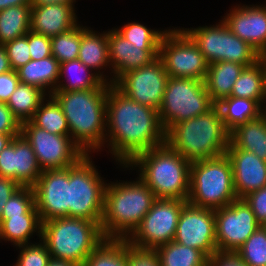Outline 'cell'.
<instances>
[{
  "label": "cell",
  "instance_id": "6da1fadb",
  "mask_svg": "<svg viewBox=\"0 0 266 266\" xmlns=\"http://www.w3.org/2000/svg\"><path fill=\"white\" fill-rule=\"evenodd\" d=\"M165 139L158 110L133 101L109 84L104 148L116 164L127 165L138 154L164 144Z\"/></svg>",
  "mask_w": 266,
  "mask_h": 266
},
{
  "label": "cell",
  "instance_id": "7a4b0ae2",
  "mask_svg": "<svg viewBox=\"0 0 266 266\" xmlns=\"http://www.w3.org/2000/svg\"><path fill=\"white\" fill-rule=\"evenodd\" d=\"M108 90L109 88H96L52 93L66 117L71 139L85 154L103 151Z\"/></svg>",
  "mask_w": 266,
  "mask_h": 266
},
{
  "label": "cell",
  "instance_id": "3957f363",
  "mask_svg": "<svg viewBox=\"0 0 266 266\" xmlns=\"http://www.w3.org/2000/svg\"><path fill=\"white\" fill-rule=\"evenodd\" d=\"M190 166L180 153L166 143L138 154L121 169L136 170L156 199L187 201L190 191ZM127 168V169H126Z\"/></svg>",
  "mask_w": 266,
  "mask_h": 266
},
{
  "label": "cell",
  "instance_id": "277c9868",
  "mask_svg": "<svg viewBox=\"0 0 266 266\" xmlns=\"http://www.w3.org/2000/svg\"><path fill=\"white\" fill-rule=\"evenodd\" d=\"M119 181H108L105 187L101 220L104 238L127 239L156 200L139 176L135 180Z\"/></svg>",
  "mask_w": 266,
  "mask_h": 266
},
{
  "label": "cell",
  "instance_id": "5b68a950",
  "mask_svg": "<svg viewBox=\"0 0 266 266\" xmlns=\"http://www.w3.org/2000/svg\"><path fill=\"white\" fill-rule=\"evenodd\" d=\"M165 143L190 162L225 154L229 132L220 109L214 105L206 113L174 124L166 131Z\"/></svg>",
  "mask_w": 266,
  "mask_h": 266
},
{
  "label": "cell",
  "instance_id": "8992f818",
  "mask_svg": "<svg viewBox=\"0 0 266 266\" xmlns=\"http://www.w3.org/2000/svg\"><path fill=\"white\" fill-rule=\"evenodd\" d=\"M41 240L52 258L82 266L104 240L101 223L83 218L58 217L42 222Z\"/></svg>",
  "mask_w": 266,
  "mask_h": 266
},
{
  "label": "cell",
  "instance_id": "52a82bcc",
  "mask_svg": "<svg viewBox=\"0 0 266 266\" xmlns=\"http://www.w3.org/2000/svg\"><path fill=\"white\" fill-rule=\"evenodd\" d=\"M237 199L232 165L226 153L191 162L189 204L216 210Z\"/></svg>",
  "mask_w": 266,
  "mask_h": 266
},
{
  "label": "cell",
  "instance_id": "ba28073f",
  "mask_svg": "<svg viewBox=\"0 0 266 266\" xmlns=\"http://www.w3.org/2000/svg\"><path fill=\"white\" fill-rule=\"evenodd\" d=\"M96 167L91 154L69 167V218L101 223L107 182Z\"/></svg>",
  "mask_w": 266,
  "mask_h": 266
},
{
  "label": "cell",
  "instance_id": "9c48e42d",
  "mask_svg": "<svg viewBox=\"0 0 266 266\" xmlns=\"http://www.w3.org/2000/svg\"><path fill=\"white\" fill-rule=\"evenodd\" d=\"M181 29L197 45L208 64L231 61L248 67L261 58L258 51L233 34L222 19L213 25Z\"/></svg>",
  "mask_w": 266,
  "mask_h": 266
},
{
  "label": "cell",
  "instance_id": "30bf717a",
  "mask_svg": "<svg viewBox=\"0 0 266 266\" xmlns=\"http://www.w3.org/2000/svg\"><path fill=\"white\" fill-rule=\"evenodd\" d=\"M214 105L204 81L168 77L162 105L158 111L161 123L167 131L174 124L206 113Z\"/></svg>",
  "mask_w": 266,
  "mask_h": 266
},
{
  "label": "cell",
  "instance_id": "8fae6325",
  "mask_svg": "<svg viewBox=\"0 0 266 266\" xmlns=\"http://www.w3.org/2000/svg\"><path fill=\"white\" fill-rule=\"evenodd\" d=\"M158 57L168 77L205 80L209 64L197 45L180 27H169L162 37Z\"/></svg>",
  "mask_w": 266,
  "mask_h": 266
},
{
  "label": "cell",
  "instance_id": "7c38bea8",
  "mask_svg": "<svg viewBox=\"0 0 266 266\" xmlns=\"http://www.w3.org/2000/svg\"><path fill=\"white\" fill-rule=\"evenodd\" d=\"M187 203L177 199H156L138 227L126 240L135 248L150 250L172 242L180 213Z\"/></svg>",
  "mask_w": 266,
  "mask_h": 266
},
{
  "label": "cell",
  "instance_id": "4fadbf2b",
  "mask_svg": "<svg viewBox=\"0 0 266 266\" xmlns=\"http://www.w3.org/2000/svg\"><path fill=\"white\" fill-rule=\"evenodd\" d=\"M21 134L30 143L42 171L70 167L86 155L70 135L47 132L31 121L21 123Z\"/></svg>",
  "mask_w": 266,
  "mask_h": 266
},
{
  "label": "cell",
  "instance_id": "5bb4252c",
  "mask_svg": "<svg viewBox=\"0 0 266 266\" xmlns=\"http://www.w3.org/2000/svg\"><path fill=\"white\" fill-rule=\"evenodd\" d=\"M218 252L235 253L261 226L244 199L214 210Z\"/></svg>",
  "mask_w": 266,
  "mask_h": 266
},
{
  "label": "cell",
  "instance_id": "9a60e30c",
  "mask_svg": "<svg viewBox=\"0 0 266 266\" xmlns=\"http://www.w3.org/2000/svg\"><path fill=\"white\" fill-rule=\"evenodd\" d=\"M167 80L164 64L157 57L149 65L119 76L113 85L133 101L159 110Z\"/></svg>",
  "mask_w": 266,
  "mask_h": 266
},
{
  "label": "cell",
  "instance_id": "2e32d148",
  "mask_svg": "<svg viewBox=\"0 0 266 266\" xmlns=\"http://www.w3.org/2000/svg\"><path fill=\"white\" fill-rule=\"evenodd\" d=\"M173 241L199 249L211 257L218 251L214 210L187 203L180 213Z\"/></svg>",
  "mask_w": 266,
  "mask_h": 266
},
{
  "label": "cell",
  "instance_id": "e0dca14e",
  "mask_svg": "<svg viewBox=\"0 0 266 266\" xmlns=\"http://www.w3.org/2000/svg\"><path fill=\"white\" fill-rule=\"evenodd\" d=\"M32 188L42 222L69 217V167L43 170Z\"/></svg>",
  "mask_w": 266,
  "mask_h": 266
},
{
  "label": "cell",
  "instance_id": "ac0fdd59",
  "mask_svg": "<svg viewBox=\"0 0 266 266\" xmlns=\"http://www.w3.org/2000/svg\"><path fill=\"white\" fill-rule=\"evenodd\" d=\"M160 45H135L120 35L114 27L108 30L110 84L128 71L149 65L159 55Z\"/></svg>",
  "mask_w": 266,
  "mask_h": 266
},
{
  "label": "cell",
  "instance_id": "d6986e66",
  "mask_svg": "<svg viewBox=\"0 0 266 266\" xmlns=\"http://www.w3.org/2000/svg\"><path fill=\"white\" fill-rule=\"evenodd\" d=\"M41 173L35 153L22 134L0 152V176L15 180L20 186L32 187Z\"/></svg>",
  "mask_w": 266,
  "mask_h": 266
},
{
  "label": "cell",
  "instance_id": "ffe728a7",
  "mask_svg": "<svg viewBox=\"0 0 266 266\" xmlns=\"http://www.w3.org/2000/svg\"><path fill=\"white\" fill-rule=\"evenodd\" d=\"M222 20L233 34L249 43L258 53L266 55V7L237 4L230 8Z\"/></svg>",
  "mask_w": 266,
  "mask_h": 266
},
{
  "label": "cell",
  "instance_id": "44dd1931",
  "mask_svg": "<svg viewBox=\"0 0 266 266\" xmlns=\"http://www.w3.org/2000/svg\"><path fill=\"white\" fill-rule=\"evenodd\" d=\"M233 171L235 193L243 199L249 193L266 186V161L254 153L239 148H227Z\"/></svg>",
  "mask_w": 266,
  "mask_h": 266
},
{
  "label": "cell",
  "instance_id": "7402d4cb",
  "mask_svg": "<svg viewBox=\"0 0 266 266\" xmlns=\"http://www.w3.org/2000/svg\"><path fill=\"white\" fill-rule=\"evenodd\" d=\"M75 8L60 3L32 6L30 31L51 38L72 29L79 23Z\"/></svg>",
  "mask_w": 266,
  "mask_h": 266
},
{
  "label": "cell",
  "instance_id": "603a6c76",
  "mask_svg": "<svg viewBox=\"0 0 266 266\" xmlns=\"http://www.w3.org/2000/svg\"><path fill=\"white\" fill-rule=\"evenodd\" d=\"M78 60L110 84V75L107 74L108 71H111L108 51V31L100 33L91 27L81 24V44ZM104 72L106 73L104 74Z\"/></svg>",
  "mask_w": 266,
  "mask_h": 266
},
{
  "label": "cell",
  "instance_id": "cb8c5ba5",
  "mask_svg": "<svg viewBox=\"0 0 266 266\" xmlns=\"http://www.w3.org/2000/svg\"><path fill=\"white\" fill-rule=\"evenodd\" d=\"M96 88H109V83L78 59L60 63L55 91H83Z\"/></svg>",
  "mask_w": 266,
  "mask_h": 266
},
{
  "label": "cell",
  "instance_id": "d4e9b609",
  "mask_svg": "<svg viewBox=\"0 0 266 266\" xmlns=\"http://www.w3.org/2000/svg\"><path fill=\"white\" fill-rule=\"evenodd\" d=\"M228 148L252 152L266 161V111L259 117L233 129L229 133Z\"/></svg>",
  "mask_w": 266,
  "mask_h": 266
},
{
  "label": "cell",
  "instance_id": "484cf974",
  "mask_svg": "<svg viewBox=\"0 0 266 266\" xmlns=\"http://www.w3.org/2000/svg\"><path fill=\"white\" fill-rule=\"evenodd\" d=\"M245 67L231 61L209 64L204 82L210 99L215 105L231 96L233 85Z\"/></svg>",
  "mask_w": 266,
  "mask_h": 266
},
{
  "label": "cell",
  "instance_id": "4316f807",
  "mask_svg": "<svg viewBox=\"0 0 266 266\" xmlns=\"http://www.w3.org/2000/svg\"><path fill=\"white\" fill-rule=\"evenodd\" d=\"M60 63L48 56L41 60H30L24 66L16 70L20 83L33 85L52 95L59 79Z\"/></svg>",
  "mask_w": 266,
  "mask_h": 266
},
{
  "label": "cell",
  "instance_id": "83f0119b",
  "mask_svg": "<svg viewBox=\"0 0 266 266\" xmlns=\"http://www.w3.org/2000/svg\"><path fill=\"white\" fill-rule=\"evenodd\" d=\"M41 232L39 215L2 216L0 219V241H10L15 247L32 243L34 234L41 239Z\"/></svg>",
  "mask_w": 266,
  "mask_h": 266
},
{
  "label": "cell",
  "instance_id": "f1b7e54d",
  "mask_svg": "<svg viewBox=\"0 0 266 266\" xmlns=\"http://www.w3.org/2000/svg\"><path fill=\"white\" fill-rule=\"evenodd\" d=\"M221 112L225 128L230 133L237 126L255 119L266 110L255 100L226 97L216 104Z\"/></svg>",
  "mask_w": 266,
  "mask_h": 266
},
{
  "label": "cell",
  "instance_id": "f546056e",
  "mask_svg": "<svg viewBox=\"0 0 266 266\" xmlns=\"http://www.w3.org/2000/svg\"><path fill=\"white\" fill-rule=\"evenodd\" d=\"M231 96L255 100L266 110L264 62L261 59L243 69Z\"/></svg>",
  "mask_w": 266,
  "mask_h": 266
},
{
  "label": "cell",
  "instance_id": "4dcf8cb0",
  "mask_svg": "<svg viewBox=\"0 0 266 266\" xmlns=\"http://www.w3.org/2000/svg\"><path fill=\"white\" fill-rule=\"evenodd\" d=\"M160 266H208L209 257L196 248L172 241L154 249Z\"/></svg>",
  "mask_w": 266,
  "mask_h": 266
},
{
  "label": "cell",
  "instance_id": "1f68e13d",
  "mask_svg": "<svg viewBox=\"0 0 266 266\" xmlns=\"http://www.w3.org/2000/svg\"><path fill=\"white\" fill-rule=\"evenodd\" d=\"M47 94L33 85L19 83L6 105L20 123L30 121Z\"/></svg>",
  "mask_w": 266,
  "mask_h": 266
},
{
  "label": "cell",
  "instance_id": "d6a6232c",
  "mask_svg": "<svg viewBox=\"0 0 266 266\" xmlns=\"http://www.w3.org/2000/svg\"><path fill=\"white\" fill-rule=\"evenodd\" d=\"M31 5L11 6L0 11V45L30 31Z\"/></svg>",
  "mask_w": 266,
  "mask_h": 266
},
{
  "label": "cell",
  "instance_id": "836d02e7",
  "mask_svg": "<svg viewBox=\"0 0 266 266\" xmlns=\"http://www.w3.org/2000/svg\"><path fill=\"white\" fill-rule=\"evenodd\" d=\"M82 266H128V241L104 238Z\"/></svg>",
  "mask_w": 266,
  "mask_h": 266
},
{
  "label": "cell",
  "instance_id": "e575fe53",
  "mask_svg": "<svg viewBox=\"0 0 266 266\" xmlns=\"http://www.w3.org/2000/svg\"><path fill=\"white\" fill-rule=\"evenodd\" d=\"M30 121L47 132L57 135H70L63 110L52 95H47L41 102Z\"/></svg>",
  "mask_w": 266,
  "mask_h": 266
},
{
  "label": "cell",
  "instance_id": "d590c367",
  "mask_svg": "<svg viewBox=\"0 0 266 266\" xmlns=\"http://www.w3.org/2000/svg\"><path fill=\"white\" fill-rule=\"evenodd\" d=\"M81 22L72 29L50 38L52 56L59 62L78 59L81 44Z\"/></svg>",
  "mask_w": 266,
  "mask_h": 266
},
{
  "label": "cell",
  "instance_id": "8d00e7d4",
  "mask_svg": "<svg viewBox=\"0 0 266 266\" xmlns=\"http://www.w3.org/2000/svg\"><path fill=\"white\" fill-rule=\"evenodd\" d=\"M235 253L247 266H266V226H260Z\"/></svg>",
  "mask_w": 266,
  "mask_h": 266
},
{
  "label": "cell",
  "instance_id": "74e56055",
  "mask_svg": "<svg viewBox=\"0 0 266 266\" xmlns=\"http://www.w3.org/2000/svg\"><path fill=\"white\" fill-rule=\"evenodd\" d=\"M126 40L135 45H160L162 37L168 28L161 30L151 29L139 22H128L122 27H114Z\"/></svg>",
  "mask_w": 266,
  "mask_h": 266
},
{
  "label": "cell",
  "instance_id": "f35d334b",
  "mask_svg": "<svg viewBox=\"0 0 266 266\" xmlns=\"http://www.w3.org/2000/svg\"><path fill=\"white\" fill-rule=\"evenodd\" d=\"M39 215L35 207L34 190L21 186L15 191L3 208L2 216Z\"/></svg>",
  "mask_w": 266,
  "mask_h": 266
},
{
  "label": "cell",
  "instance_id": "ab89813d",
  "mask_svg": "<svg viewBox=\"0 0 266 266\" xmlns=\"http://www.w3.org/2000/svg\"><path fill=\"white\" fill-rule=\"evenodd\" d=\"M37 241L16 246L19 255L13 266H47L51 258L49 250L41 239Z\"/></svg>",
  "mask_w": 266,
  "mask_h": 266
},
{
  "label": "cell",
  "instance_id": "60d3db41",
  "mask_svg": "<svg viewBox=\"0 0 266 266\" xmlns=\"http://www.w3.org/2000/svg\"><path fill=\"white\" fill-rule=\"evenodd\" d=\"M12 70L16 71L31 60L28 33L4 45Z\"/></svg>",
  "mask_w": 266,
  "mask_h": 266
},
{
  "label": "cell",
  "instance_id": "b9f144b4",
  "mask_svg": "<svg viewBox=\"0 0 266 266\" xmlns=\"http://www.w3.org/2000/svg\"><path fill=\"white\" fill-rule=\"evenodd\" d=\"M29 51L32 60H41L52 56L50 37L28 32Z\"/></svg>",
  "mask_w": 266,
  "mask_h": 266
},
{
  "label": "cell",
  "instance_id": "7bdbcfd3",
  "mask_svg": "<svg viewBox=\"0 0 266 266\" xmlns=\"http://www.w3.org/2000/svg\"><path fill=\"white\" fill-rule=\"evenodd\" d=\"M243 199L251 207L257 222L266 226V186L249 193Z\"/></svg>",
  "mask_w": 266,
  "mask_h": 266
},
{
  "label": "cell",
  "instance_id": "ee69618b",
  "mask_svg": "<svg viewBox=\"0 0 266 266\" xmlns=\"http://www.w3.org/2000/svg\"><path fill=\"white\" fill-rule=\"evenodd\" d=\"M128 266H160L154 250L140 249L128 243Z\"/></svg>",
  "mask_w": 266,
  "mask_h": 266
},
{
  "label": "cell",
  "instance_id": "f6af8a7d",
  "mask_svg": "<svg viewBox=\"0 0 266 266\" xmlns=\"http://www.w3.org/2000/svg\"><path fill=\"white\" fill-rule=\"evenodd\" d=\"M0 134H21V123L6 103L0 102Z\"/></svg>",
  "mask_w": 266,
  "mask_h": 266
},
{
  "label": "cell",
  "instance_id": "bcb514c9",
  "mask_svg": "<svg viewBox=\"0 0 266 266\" xmlns=\"http://www.w3.org/2000/svg\"><path fill=\"white\" fill-rule=\"evenodd\" d=\"M19 83L17 72L14 70L0 74V102L7 103Z\"/></svg>",
  "mask_w": 266,
  "mask_h": 266
},
{
  "label": "cell",
  "instance_id": "7dc6e473",
  "mask_svg": "<svg viewBox=\"0 0 266 266\" xmlns=\"http://www.w3.org/2000/svg\"><path fill=\"white\" fill-rule=\"evenodd\" d=\"M208 266H247L240 257L233 252H215L209 257Z\"/></svg>",
  "mask_w": 266,
  "mask_h": 266
},
{
  "label": "cell",
  "instance_id": "c3c4849f",
  "mask_svg": "<svg viewBox=\"0 0 266 266\" xmlns=\"http://www.w3.org/2000/svg\"><path fill=\"white\" fill-rule=\"evenodd\" d=\"M20 187L21 186L15 180L0 176V219L6 202Z\"/></svg>",
  "mask_w": 266,
  "mask_h": 266
},
{
  "label": "cell",
  "instance_id": "681fc988",
  "mask_svg": "<svg viewBox=\"0 0 266 266\" xmlns=\"http://www.w3.org/2000/svg\"><path fill=\"white\" fill-rule=\"evenodd\" d=\"M11 65L4 45H0V74L11 71Z\"/></svg>",
  "mask_w": 266,
  "mask_h": 266
},
{
  "label": "cell",
  "instance_id": "f907efd6",
  "mask_svg": "<svg viewBox=\"0 0 266 266\" xmlns=\"http://www.w3.org/2000/svg\"><path fill=\"white\" fill-rule=\"evenodd\" d=\"M31 5V0H0V11L11 6Z\"/></svg>",
  "mask_w": 266,
  "mask_h": 266
},
{
  "label": "cell",
  "instance_id": "816d5d0a",
  "mask_svg": "<svg viewBox=\"0 0 266 266\" xmlns=\"http://www.w3.org/2000/svg\"><path fill=\"white\" fill-rule=\"evenodd\" d=\"M76 0H31V6H43V5H49L54 3H60V4H71L75 6Z\"/></svg>",
  "mask_w": 266,
  "mask_h": 266
},
{
  "label": "cell",
  "instance_id": "f5cc1de1",
  "mask_svg": "<svg viewBox=\"0 0 266 266\" xmlns=\"http://www.w3.org/2000/svg\"><path fill=\"white\" fill-rule=\"evenodd\" d=\"M17 135L19 134H0V152L6 148Z\"/></svg>",
  "mask_w": 266,
  "mask_h": 266
},
{
  "label": "cell",
  "instance_id": "db71d44e",
  "mask_svg": "<svg viewBox=\"0 0 266 266\" xmlns=\"http://www.w3.org/2000/svg\"><path fill=\"white\" fill-rule=\"evenodd\" d=\"M47 266H78V265L71 261L56 259L51 257L50 260L48 261Z\"/></svg>",
  "mask_w": 266,
  "mask_h": 266
},
{
  "label": "cell",
  "instance_id": "11a10c76",
  "mask_svg": "<svg viewBox=\"0 0 266 266\" xmlns=\"http://www.w3.org/2000/svg\"><path fill=\"white\" fill-rule=\"evenodd\" d=\"M260 59L264 62V73H265V98H266V55L261 56Z\"/></svg>",
  "mask_w": 266,
  "mask_h": 266
}]
</instances>
